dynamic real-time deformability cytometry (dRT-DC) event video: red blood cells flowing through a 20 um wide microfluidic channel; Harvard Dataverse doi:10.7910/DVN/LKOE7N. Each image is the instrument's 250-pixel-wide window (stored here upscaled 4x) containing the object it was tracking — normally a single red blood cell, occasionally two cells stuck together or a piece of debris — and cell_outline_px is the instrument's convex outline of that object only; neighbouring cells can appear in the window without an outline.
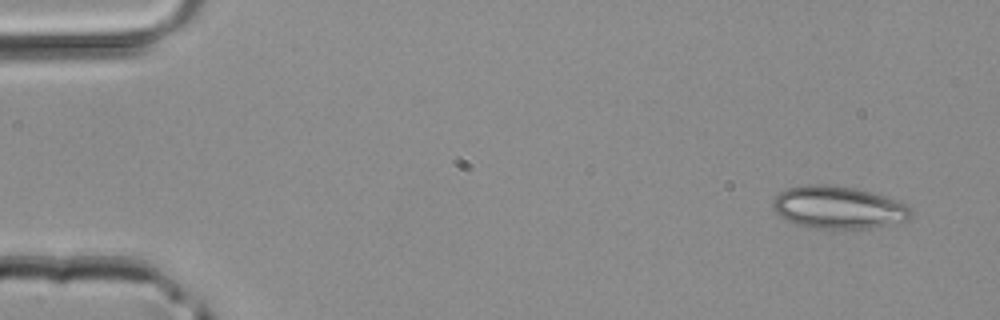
{"species": "common noctule bat (a hibernating species)", "species_latin": "Nyctalus noctula", "temperature_condition": "room temperature", "stored_images_in_passage": 4, "camera_frame_rate_fps": 3000, "um_per_image_px": 0.085, "animal": {"sex": "male", "body_mass_g": 20.4}, "frame": {"image": 1, "passage_image": 1, "time_ms": 0.0, "image_size_px": [1000, 320], "cell_outline_px": [[912, 216], [908, 220], [868, 228], [816, 228], [796, 224], [780, 216], [772, 208], [772, 200], [780, 192], [788, 188], [808, 184], [828, 184], [852, 188], [884, 196], [908, 204], [912, 212]], "centroid_in_image_um": [71.24, 17.63], "position_along_channel_um": 13.8, "area_um2": 33.93}}